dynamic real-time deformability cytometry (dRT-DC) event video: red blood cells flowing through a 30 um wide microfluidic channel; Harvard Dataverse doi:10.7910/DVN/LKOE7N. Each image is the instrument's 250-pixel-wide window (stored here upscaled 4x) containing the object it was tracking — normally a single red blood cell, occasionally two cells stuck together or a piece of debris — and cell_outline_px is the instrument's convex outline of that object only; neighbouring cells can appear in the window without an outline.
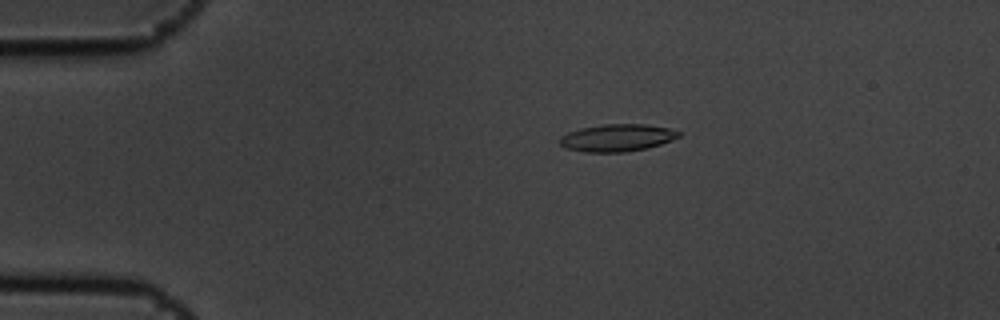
{"species": "common noctule bat (a hibernating species)", "species_latin": "Nyctalus noctula", "temperature_condition": "cold", "stored_images_in_passage": 9, "camera_frame_rate_fps": 3000, "um_per_image_px": 0.085, "animal": {"sex": "male", "body_mass_g": 19.5, "forearm_length_mm": 54.6}, "frame": {"image": 1, "passage_image": 3, "time_ms": 0.667, "image_size_px": [1000, 320], "cell_outline_px": [[680, 136], [672, 140], [648, 148], [624, 152], [584, 152], [564, 148], [560, 144], [560, 136], [568, 132], [580, 128], [604, 124], [648, 124], [668, 128], [680, 132]], "centroid_in_image_um": [52.44, 11.71], "position_along_channel_um": 32.6, "area_um2": 19.02}}
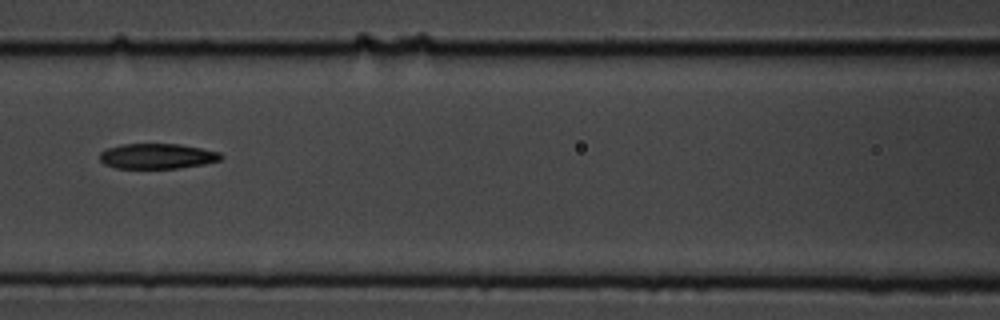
{"frame": {"image": 2, "passage_image": 7, "time_ms": 2.0, "image_size_px": [1000, 320], "cell_outline_px": [[224, 156], [220, 160], [204, 164], [176, 168], [116, 168], [104, 164], [100, 160], [100, 152], [108, 148], [120, 144], [180, 144], [220, 152]], "centroid_in_image_um": [13.36, 13.27], "position_along_channel_um": 153.2, "area_um2": 17.8}}
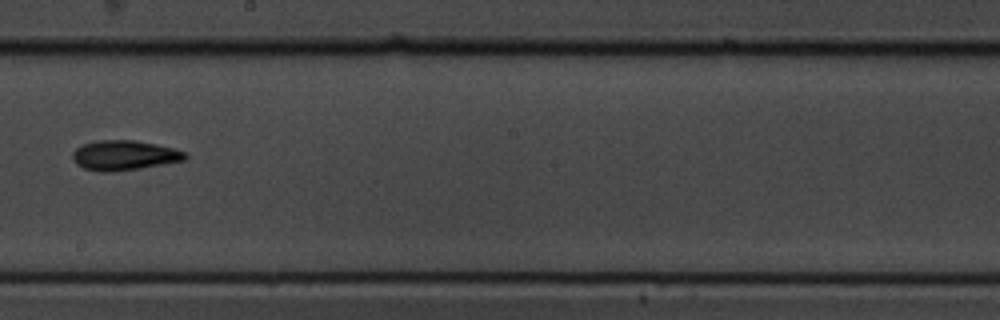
{"frame": {"image": 3, "passage_image": 9, "time_ms": 2.667, "image_size_px": [1000, 320], "cell_outline_px": [[188, 156], [184, 160], [140, 168], [108, 172], [100, 172], [84, 168], [76, 164], [72, 160], [72, 152], [76, 148], [84, 144], [100, 140], [136, 140], [156, 144], [172, 148], [184, 152]], "centroid_in_image_um": [10.52, 13.2], "position_along_channel_um": 237.7, "area_um2": 19.42}}